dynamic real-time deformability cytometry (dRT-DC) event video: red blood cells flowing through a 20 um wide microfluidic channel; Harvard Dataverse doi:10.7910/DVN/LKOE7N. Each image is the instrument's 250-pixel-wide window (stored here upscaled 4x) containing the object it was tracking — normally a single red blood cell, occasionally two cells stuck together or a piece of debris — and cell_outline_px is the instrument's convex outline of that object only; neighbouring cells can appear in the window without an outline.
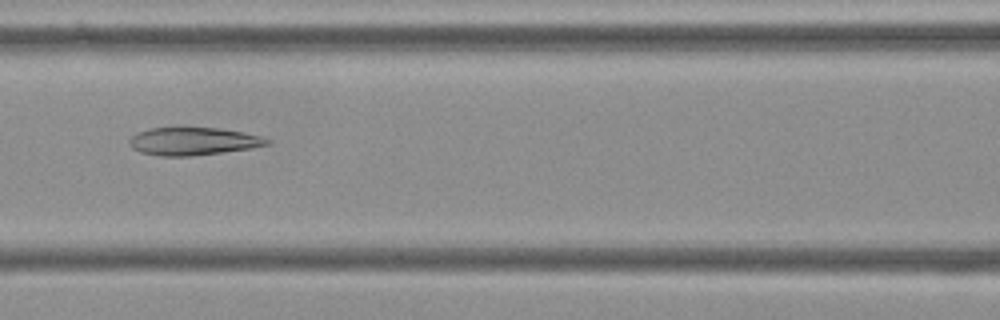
{"species": "Egyptian fruit bat (a non-hibernating species)", "species_latin": "Rousettus aegyptiacus", "temperature_condition": "cold", "stored_images_in_passage": 55, "camera_frame_rate_fps": 3000, "um_per_image_px": 0.085, "frame": {"image": 1, "passage_image": 24, "time_ms": 7.667, "image_size_px": [1000, 320], "cell_outline_px": [[272, 144], [252, 148], [192, 156], [160, 156], [140, 152], [132, 148], [128, 144], [128, 140], [136, 132], [148, 128], [220, 128], [244, 132], [260, 136], [272, 140]], "centroid_in_image_um": [16.42, 12.01], "position_along_channel_um": 150.2, "area_um2": 22.48}}
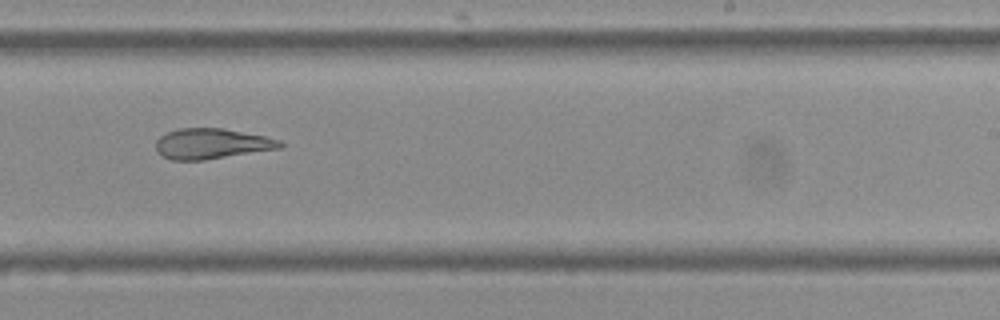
{"frame": {"image": 2, "passage_image": 34, "time_ms": 11.0, "image_size_px": [1000, 320], "cell_outline_px": [[284, 148], [204, 160], [172, 160], [164, 156], [156, 148], [156, 140], [160, 136], [168, 132], [180, 128], [224, 128], [264, 136], [280, 140], [284, 144]], "centroid_in_image_um": [18.04, 12.21], "position_along_channel_um": 271.0, "area_um2": 22.02}}
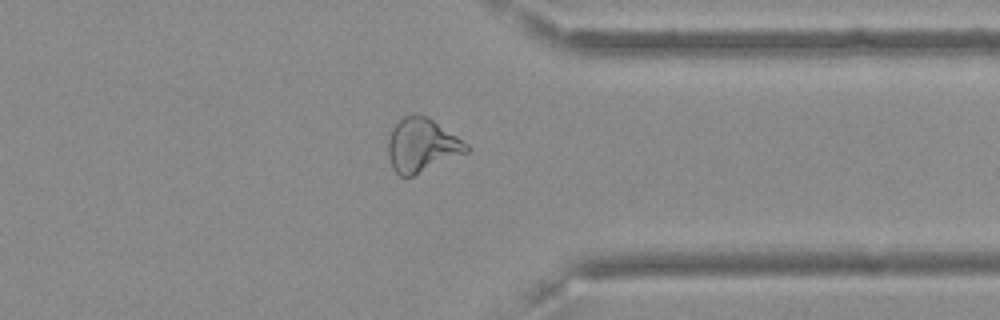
{"frame": {"image": 3, "passage_image": 43, "time_ms": 14.0, "image_size_px": [1000, 320], "cell_outline_px": [[472, 148], [468, 152], [412, 176], [400, 176], [392, 168], [388, 156], [388, 140], [392, 128], [404, 116], [428, 116], [468, 144]], "centroid_in_image_um": [35.86, 12.36], "position_along_channel_um": 375.5, "area_um2": 24.22}, "authors_computed_cell_mechanics": {"area_um2": 26.0678, "velocity_mm_per_s": 3.6404, "shape_relaxation_time_tau1_ms": null, "shape_relaxation_time_tau2_ms": 5.0938, "deformation_change_tau1": null, "deformation_change_tau2": 0.1512}}